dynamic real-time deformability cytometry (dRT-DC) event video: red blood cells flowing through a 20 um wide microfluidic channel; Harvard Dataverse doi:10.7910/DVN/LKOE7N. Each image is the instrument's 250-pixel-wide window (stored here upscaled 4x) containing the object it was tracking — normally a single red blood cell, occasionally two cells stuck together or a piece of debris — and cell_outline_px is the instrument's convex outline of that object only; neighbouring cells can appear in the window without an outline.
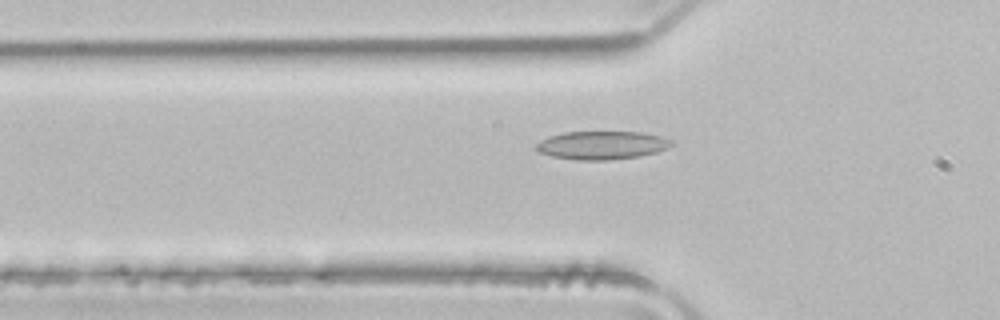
{"species": "common noctule bat (a hibernating species)", "species_latin": "Nyctalus noctula", "temperature_condition": "room temperature", "stored_images_in_passage": 34, "camera_frame_rate_fps": 3000, "um_per_image_px": 0.085, "animal": {"sex": "male", "body_mass_g": 21.5, "forearm_length_mm": 52.0}, "frame": {"image": 1, "passage_image": 4, "time_ms": 1.0, "image_size_px": [1000, 320], "cell_outline_px": [[676, 144], [668, 148], [656, 152], [640, 156], [608, 160], [576, 160], [552, 156], [536, 152], [532, 148], [540, 140], [548, 136], [564, 132], [644, 132], [664, 136], [672, 140]], "centroid_in_image_um": [51.16, 12.34], "position_along_channel_um": 74.6, "area_um2": 22.77}}
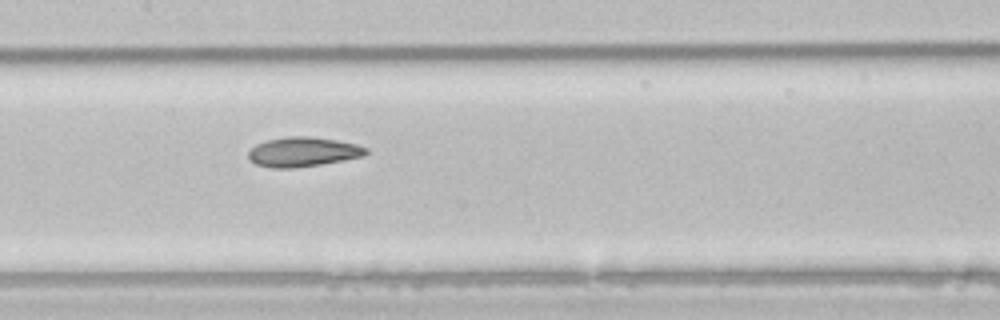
{"frame": {"image": 2, "passage_image": 12, "time_ms": 3.667, "image_size_px": [1000, 320], "cell_outline_px": [[368, 152], [364, 156], [344, 160], [320, 164], [292, 168], [272, 168], [256, 164], [248, 156], [248, 152], [256, 144], [268, 140], [288, 136], [308, 136], [336, 140], [356, 144], [368, 148]], "centroid_in_image_um": [25.77, 12.91], "position_along_channel_um": 181.6, "area_um2": 20.11}}
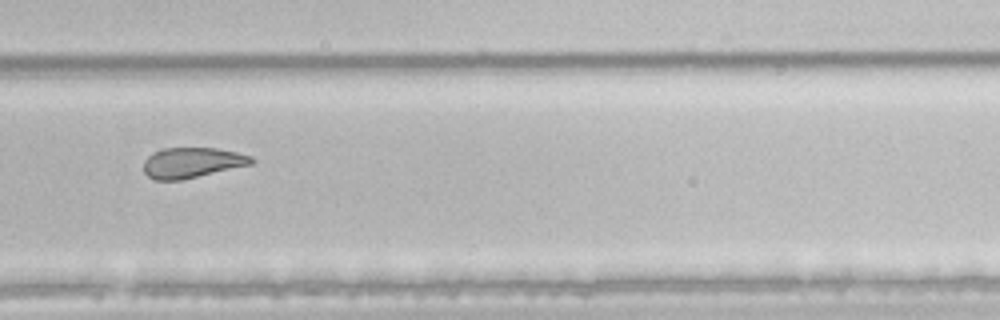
{"frame": {"image": 3, "passage_image": 22, "time_ms": 7.0, "image_size_px": [1000, 320], "cell_outline_px": [[256, 160], [252, 164], [180, 180], [156, 180], [148, 176], [144, 172], [144, 160], [148, 156], [164, 148], [216, 148], [236, 152], [252, 156]], "centroid_in_image_um": [16.34, 13.82], "position_along_channel_um": 313.5, "area_um2": 18.9}, "authors_computed_cell_mechanics": {"area_um2": 20.2011, "velocity_mm_per_s": 3.9813, "shape_relaxation_time_tau1_ms": null, "shape_relaxation_time_tau2_ms": 4.8236, "deformation_change_tau1": null, "deformation_change_tau2": 0.1087}}